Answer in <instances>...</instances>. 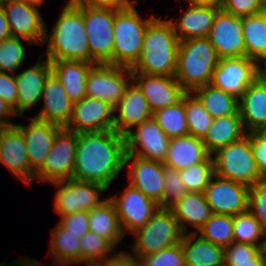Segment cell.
<instances>
[{
	"label": "cell",
	"instance_id": "680465c9",
	"mask_svg": "<svg viewBox=\"0 0 266 266\" xmlns=\"http://www.w3.org/2000/svg\"><path fill=\"white\" fill-rule=\"evenodd\" d=\"M11 36L9 23L0 4V43Z\"/></svg>",
	"mask_w": 266,
	"mask_h": 266
},
{
	"label": "cell",
	"instance_id": "03108f58",
	"mask_svg": "<svg viewBox=\"0 0 266 266\" xmlns=\"http://www.w3.org/2000/svg\"><path fill=\"white\" fill-rule=\"evenodd\" d=\"M259 132L266 138V127L262 128Z\"/></svg>",
	"mask_w": 266,
	"mask_h": 266
},
{
	"label": "cell",
	"instance_id": "e0dca14e",
	"mask_svg": "<svg viewBox=\"0 0 266 266\" xmlns=\"http://www.w3.org/2000/svg\"><path fill=\"white\" fill-rule=\"evenodd\" d=\"M219 58L245 57L243 17L220 9L207 36Z\"/></svg>",
	"mask_w": 266,
	"mask_h": 266
},
{
	"label": "cell",
	"instance_id": "11a10c76",
	"mask_svg": "<svg viewBox=\"0 0 266 266\" xmlns=\"http://www.w3.org/2000/svg\"><path fill=\"white\" fill-rule=\"evenodd\" d=\"M78 5L90 7L121 9L128 6L133 0H72Z\"/></svg>",
	"mask_w": 266,
	"mask_h": 266
},
{
	"label": "cell",
	"instance_id": "be15d7a7",
	"mask_svg": "<svg viewBox=\"0 0 266 266\" xmlns=\"http://www.w3.org/2000/svg\"><path fill=\"white\" fill-rule=\"evenodd\" d=\"M8 127L9 126L0 125V147L2 144L3 137H4V132Z\"/></svg>",
	"mask_w": 266,
	"mask_h": 266
},
{
	"label": "cell",
	"instance_id": "484cf974",
	"mask_svg": "<svg viewBox=\"0 0 266 266\" xmlns=\"http://www.w3.org/2000/svg\"><path fill=\"white\" fill-rule=\"evenodd\" d=\"M238 111L246 132L266 127V80L259 75L238 100Z\"/></svg>",
	"mask_w": 266,
	"mask_h": 266
},
{
	"label": "cell",
	"instance_id": "4fadbf2b",
	"mask_svg": "<svg viewBox=\"0 0 266 266\" xmlns=\"http://www.w3.org/2000/svg\"><path fill=\"white\" fill-rule=\"evenodd\" d=\"M121 195L108 196L116 208L123 234L134 233L143 227L160 208L139 189L127 184ZM129 232V233H128Z\"/></svg>",
	"mask_w": 266,
	"mask_h": 266
},
{
	"label": "cell",
	"instance_id": "f5cc1de1",
	"mask_svg": "<svg viewBox=\"0 0 266 266\" xmlns=\"http://www.w3.org/2000/svg\"><path fill=\"white\" fill-rule=\"evenodd\" d=\"M17 82L15 74L0 72V98L9 104L16 113Z\"/></svg>",
	"mask_w": 266,
	"mask_h": 266
},
{
	"label": "cell",
	"instance_id": "3957f363",
	"mask_svg": "<svg viewBox=\"0 0 266 266\" xmlns=\"http://www.w3.org/2000/svg\"><path fill=\"white\" fill-rule=\"evenodd\" d=\"M155 17L144 33L141 54L131 67L132 73L175 76L179 38L167 19Z\"/></svg>",
	"mask_w": 266,
	"mask_h": 266
},
{
	"label": "cell",
	"instance_id": "ab89813d",
	"mask_svg": "<svg viewBox=\"0 0 266 266\" xmlns=\"http://www.w3.org/2000/svg\"><path fill=\"white\" fill-rule=\"evenodd\" d=\"M185 113L189 134L203 139L213 123V117L193 92L185 94Z\"/></svg>",
	"mask_w": 266,
	"mask_h": 266
},
{
	"label": "cell",
	"instance_id": "1f68e13d",
	"mask_svg": "<svg viewBox=\"0 0 266 266\" xmlns=\"http://www.w3.org/2000/svg\"><path fill=\"white\" fill-rule=\"evenodd\" d=\"M246 133L240 114H232L214 118L202 141L212 155L218 149L239 140Z\"/></svg>",
	"mask_w": 266,
	"mask_h": 266
},
{
	"label": "cell",
	"instance_id": "ac0fdd59",
	"mask_svg": "<svg viewBox=\"0 0 266 266\" xmlns=\"http://www.w3.org/2000/svg\"><path fill=\"white\" fill-rule=\"evenodd\" d=\"M64 128L76 133L114 130V107L86 96L74 102L72 116Z\"/></svg>",
	"mask_w": 266,
	"mask_h": 266
},
{
	"label": "cell",
	"instance_id": "277c9868",
	"mask_svg": "<svg viewBox=\"0 0 266 266\" xmlns=\"http://www.w3.org/2000/svg\"><path fill=\"white\" fill-rule=\"evenodd\" d=\"M219 59L207 37L180 41L174 77L187 92H193L210 84Z\"/></svg>",
	"mask_w": 266,
	"mask_h": 266
},
{
	"label": "cell",
	"instance_id": "5b68a950",
	"mask_svg": "<svg viewBox=\"0 0 266 266\" xmlns=\"http://www.w3.org/2000/svg\"><path fill=\"white\" fill-rule=\"evenodd\" d=\"M133 0L128 6L115 9L113 65L132 67L139 59L148 24L156 17V13L148 18L139 15Z\"/></svg>",
	"mask_w": 266,
	"mask_h": 266
},
{
	"label": "cell",
	"instance_id": "f907efd6",
	"mask_svg": "<svg viewBox=\"0 0 266 266\" xmlns=\"http://www.w3.org/2000/svg\"><path fill=\"white\" fill-rule=\"evenodd\" d=\"M59 223L69 232L83 237L89 231V211L61 216Z\"/></svg>",
	"mask_w": 266,
	"mask_h": 266
},
{
	"label": "cell",
	"instance_id": "94428289",
	"mask_svg": "<svg viewBox=\"0 0 266 266\" xmlns=\"http://www.w3.org/2000/svg\"><path fill=\"white\" fill-rule=\"evenodd\" d=\"M246 266H266V249H264L256 258L255 265Z\"/></svg>",
	"mask_w": 266,
	"mask_h": 266
},
{
	"label": "cell",
	"instance_id": "83f0119b",
	"mask_svg": "<svg viewBox=\"0 0 266 266\" xmlns=\"http://www.w3.org/2000/svg\"><path fill=\"white\" fill-rule=\"evenodd\" d=\"M52 72L61 81L68 97L77 102L86 97V79L95 63L81 60L50 61Z\"/></svg>",
	"mask_w": 266,
	"mask_h": 266
},
{
	"label": "cell",
	"instance_id": "7a4b0ae2",
	"mask_svg": "<svg viewBox=\"0 0 266 266\" xmlns=\"http://www.w3.org/2000/svg\"><path fill=\"white\" fill-rule=\"evenodd\" d=\"M64 3L50 33L45 25L43 45H48L43 55L49 61L81 60L94 63L90 58L81 5L72 0Z\"/></svg>",
	"mask_w": 266,
	"mask_h": 266
},
{
	"label": "cell",
	"instance_id": "d6986e66",
	"mask_svg": "<svg viewBox=\"0 0 266 266\" xmlns=\"http://www.w3.org/2000/svg\"><path fill=\"white\" fill-rule=\"evenodd\" d=\"M132 82L147 99L153 113L159 109L175 105L187 93L174 76L132 73Z\"/></svg>",
	"mask_w": 266,
	"mask_h": 266
},
{
	"label": "cell",
	"instance_id": "ba28073f",
	"mask_svg": "<svg viewBox=\"0 0 266 266\" xmlns=\"http://www.w3.org/2000/svg\"><path fill=\"white\" fill-rule=\"evenodd\" d=\"M90 58L113 65L115 9L81 5Z\"/></svg>",
	"mask_w": 266,
	"mask_h": 266
},
{
	"label": "cell",
	"instance_id": "ffe728a7",
	"mask_svg": "<svg viewBox=\"0 0 266 266\" xmlns=\"http://www.w3.org/2000/svg\"><path fill=\"white\" fill-rule=\"evenodd\" d=\"M44 57V58H43ZM52 72L50 61L40 55L33 67L15 73L17 82L16 114L22 117L24 112L40 104L46 78Z\"/></svg>",
	"mask_w": 266,
	"mask_h": 266
},
{
	"label": "cell",
	"instance_id": "d6a6232c",
	"mask_svg": "<svg viewBox=\"0 0 266 266\" xmlns=\"http://www.w3.org/2000/svg\"><path fill=\"white\" fill-rule=\"evenodd\" d=\"M48 257L61 266H80L81 238L69 233L59 222L51 230Z\"/></svg>",
	"mask_w": 266,
	"mask_h": 266
},
{
	"label": "cell",
	"instance_id": "30bf717a",
	"mask_svg": "<svg viewBox=\"0 0 266 266\" xmlns=\"http://www.w3.org/2000/svg\"><path fill=\"white\" fill-rule=\"evenodd\" d=\"M9 23L11 36L43 45L45 20L40 12L42 3L34 0H0Z\"/></svg>",
	"mask_w": 266,
	"mask_h": 266
},
{
	"label": "cell",
	"instance_id": "8d00e7d4",
	"mask_svg": "<svg viewBox=\"0 0 266 266\" xmlns=\"http://www.w3.org/2000/svg\"><path fill=\"white\" fill-rule=\"evenodd\" d=\"M233 238L236 243L266 247V229L249 211L233 216Z\"/></svg>",
	"mask_w": 266,
	"mask_h": 266
},
{
	"label": "cell",
	"instance_id": "f6af8a7d",
	"mask_svg": "<svg viewBox=\"0 0 266 266\" xmlns=\"http://www.w3.org/2000/svg\"><path fill=\"white\" fill-rule=\"evenodd\" d=\"M165 190L163 202L159 205L162 209H170L181 200L188 190L178 170L165 166L164 173Z\"/></svg>",
	"mask_w": 266,
	"mask_h": 266
},
{
	"label": "cell",
	"instance_id": "ee69618b",
	"mask_svg": "<svg viewBox=\"0 0 266 266\" xmlns=\"http://www.w3.org/2000/svg\"><path fill=\"white\" fill-rule=\"evenodd\" d=\"M266 247L232 242L224 248V266L255 265V258Z\"/></svg>",
	"mask_w": 266,
	"mask_h": 266
},
{
	"label": "cell",
	"instance_id": "836d02e7",
	"mask_svg": "<svg viewBox=\"0 0 266 266\" xmlns=\"http://www.w3.org/2000/svg\"><path fill=\"white\" fill-rule=\"evenodd\" d=\"M246 56L261 65L266 60V18L262 12L243 17Z\"/></svg>",
	"mask_w": 266,
	"mask_h": 266
},
{
	"label": "cell",
	"instance_id": "4316f807",
	"mask_svg": "<svg viewBox=\"0 0 266 266\" xmlns=\"http://www.w3.org/2000/svg\"><path fill=\"white\" fill-rule=\"evenodd\" d=\"M210 155L201 138L188 134L170 138L163 164L179 171L205 161Z\"/></svg>",
	"mask_w": 266,
	"mask_h": 266
},
{
	"label": "cell",
	"instance_id": "cb8c5ba5",
	"mask_svg": "<svg viewBox=\"0 0 266 266\" xmlns=\"http://www.w3.org/2000/svg\"><path fill=\"white\" fill-rule=\"evenodd\" d=\"M151 118H153V112L147 99L131 82L121 100L114 107V130L124 136L133 127Z\"/></svg>",
	"mask_w": 266,
	"mask_h": 266
},
{
	"label": "cell",
	"instance_id": "603a6c76",
	"mask_svg": "<svg viewBox=\"0 0 266 266\" xmlns=\"http://www.w3.org/2000/svg\"><path fill=\"white\" fill-rule=\"evenodd\" d=\"M29 118V124L23 125L18 122L16 125L21 129L26 141L30 168L36 172L49 154L55 136L63 127L55 123L41 121L33 116Z\"/></svg>",
	"mask_w": 266,
	"mask_h": 266
},
{
	"label": "cell",
	"instance_id": "f35d334b",
	"mask_svg": "<svg viewBox=\"0 0 266 266\" xmlns=\"http://www.w3.org/2000/svg\"><path fill=\"white\" fill-rule=\"evenodd\" d=\"M197 233L205 240L225 248L234 242L233 216L213 213Z\"/></svg>",
	"mask_w": 266,
	"mask_h": 266
},
{
	"label": "cell",
	"instance_id": "f546056e",
	"mask_svg": "<svg viewBox=\"0 0 266 266\" xmlns=\"http://www.w3.org/2000/svg\"><path fill=\"white\" fill-rule=\"evenodd\" d=\"M185 266H224V247L205 240L198 233L183 234Z\"/></svg>",
	"mask_w": 266,
	"mask_h": 266
},
{
	"label": "cell",
	"instance_id": "6f0895ef",
	"mask_svg": "<svg viewBox=\"0 0 266 266\" xmlns=\"http://www.w3.org/2000/svg\"><path fill=\"white\" fill-rule=\"evenodd\" d=\"M22 260V261H21ZM54 266H61L58 265L56 263H54ZM0 266H50L48 264H41L40 262H38V260H36V258L34 259L33 257L31 258H22V256L19 258H17L16 260L13 259L12 262H8V263H0Z\"/></svg>",
	"mask_w": 266,
	"mask_h": 266
},
{
	"label": "cell",
	"instance_id": "816d5d0a",
	"mask_svg": "<svg viewBox=\"0 0 266 266\" xmlns=\"http://www.w3.org/2000/svg\"><path fill=\"white\" fill-rule=\"evenodd\" d=\"M255 163L263 179H266V138L260 132H249Z\"/></svg>",
	"mask_w": 266,
	"mask_h": 266
},
{
	"label": "cell",
	"instance_id": "6da1fadb",
	"mask_svg": "<svg viewBox=\"0 0 266 266\" xmlns=\"http://www.w3.org/2000/svg\"><path fill=\"white\" fill-rule=\"evenodd\" d=\"M125 138L115 130L77 133L73 179L95 182L108 190L124 169Z\"/></svg>",
	"mask_w": 266,
	"mask_h": 266
},
{
	"label": "cell",
	"instance_id": "b9f144b4",
	"mask_svg": "<svg viewBox=\"0 0 266 266\" xmlns=\"http://www.w3.org/2000/svg\"><path fill=\"white\" fill-rule=\"evenodd\" d=\"M179 173L188 192L204 193L214 175L212 155L203 162L179 170Z\"/></svg>",
	"mask_w": 266,
	"mask_h": 266
},
{
	"label": "cell",
	"instance_id": "db71d44e",
	"mask_svg": "<svg viewBox=\"0 0 266 266\" xmlns=\"http://www.w3.org/2000/svg\"><path fill=\"white\" fill-rule=\"evenodd\" d=\"M95 266H140L139 260L129 251L117 250L113 255L102 260Z\"/></svg>",
	"mask_w": 266,
	"mask_h": 266
},
{
	"label": "cell",
	"instance_id": "7c38bea8",
	"mask_svg": "<svg viewBox=\"0 0 266 266\" xmlns=\"http://www.w3.org/2000/svg\"><path fill=\"white\" fill-rule=\"evenodd\" d=\"M259 75L260 65L247 56L220 58L210 84L239 100Z\"/></svg>",
	"mask_w": 266,
	"mask_h": 266
},
{
	"label": "cell",
	"instance_id": "d590c367",
	"mask_svg": "<svg viewBox=\"0 0 266 266\" xmlns=\"http://www.w3.org/2000/svg\"><path fill=\"white\" fill-rule=\"evenodd\" d=\"M153 119L169 138L188 135L185 95L175 105L155 111L153 113Z\"/></svg>",
	"mask_w": 266,
	"mask_h": 266
},
{
	"label": "cell",
	"instance_id": "e575fe53",
	"mask_svg": "<svg viewBox=\"0 0 266 266\" xmlns=\"http://www.w3.org/2000/svg\"><path fill=\"white\" fill-rule=\"evenodd\" d=\"M193 93L213 118L239 114L238 99L211 84L198 87Z\"/></svg>",
	"mask_w": 266,
	"mask_h": 266
},
{
	"label": "cell",
	"instance_id": "bcb514c9",
	"mask_svg": "<svg viewBox=\"0 0 266 266\" xmlns=\"http://www.w3.org/2000/svg\"><path fill=\"white\" fill-rule=\"evenodd\" d=\"M76 191L78 199V212L90 211L98 206L105 198L100 195L108 191L106 187L95 182L76 180Z\"/></svg>",
	"mask_w": 266,
	"mask_h": 266
},
{
	"label": "cell",
	"instance_id": "8992f818",
	"mask_svg": "<svg viewBox=\"0 0 266 266\" xmlns=\"http://www.w3.org/2000/svg\"><path fill=\"white\" fill-rule=\"evenodd\" d=\"M183 234L173 212L159 208L143 227L131 234L135 241L127 247L139 259L175 246L182 241Z\"/></svg>",
	"mask_w": 266,
	"mask_h": 266
},
{
	"label": "cell",
	"instance_id": "9a60e30c",
	"mask_svg": "<svg viewBox=\"0 0 266 266\" xmlns=\"http://www.w3.org/2000/svg\"><path fill=\"white\" fill-rule=\"evenodd\" d=\"M132 187L139 189L158 205L163 202L165 165L161 161L147 160L125 154L124 169Z\"/></svg>",
	"mask_w": 266,
	"mask_h": 266
},
{
	"label": "cell",
	"instance_id": "681fc988",
	"mask_svg": "<svg viewBox=\"0 0 266 266\" xmlns=\"http://www.w3.org/2000/svg\"><path fill=\"white\" fill-rule=\"evenodd\" d=\"M262 6V0H224L221 9L241 18L262 12Z\"/></svg>",
	"mask_w": 266,
	"mask_h": 266
},
{
	"label": "cell",
	"instance_id": "74e56055",
	"mask_svg": "<svg viewBox=\"0 0 266 266\" xmlns=\"http://www.w3.org/2000/svg\"><path fill=\"white\" fill-rule=\"evenodd\" d=\"M79 244L80 266H95L117 251L106 238L92 231L81 237Z\"/></svg>",
	"mask_w": 266,
	"mask_h": 266
},
{
	"label": "cell",
	"instance_id": "4dcf8cb0",
	"mask_svg": "<svg viewBox=\"0 0 266 266\" xmlns=\"http://www.w3.org/2000/svg\"><path fill=\"white\" fill-rule=\"evenodd\" d=\"M89 231L106 238L116 249L125 235L120 226L118 214L112 200H105L89 211Z\"/></svg>",
	"mask_w": 266,
	"mask_h": 266
},
{
	"label": "cell",
	"instance_id": "003e7915",
	"mask_svg": "<svg viewBox=\"0 0 266 266\" xmlns=\"http://www.w3.org/2000/svg\"><path fill=\"white\" fill-rule=\"evenodd\" d=\"M34 1H38V2H40L42 4H44L46 0H34Z\"/></svg>",
	"mask_w": 266,
	"mask_h": 266
},
{
	"label": "cell",
	"instance_id": "c3c4849f",
	"mask_svg": "<svg viewBox=\"0 0 266 266\" xmlns=\"http://www.w3.org/2000/svg\"><path fill=\"white\" fill-rule=\"evenodd\" d=\"M248 211L266 229V179L249 187Z\"/></svg>",
	"mask_w": 266,
	"mask_h": 266
},
{
	"label": "cell",
	"instance_id": "44dd1931",
	"mask_svg": "<svg viewBox=\"0 0 266 266\" xmlns=\"http://www.w3.org/2000/svg\"><path fill=\"white\" fill-rule=\"evenodd\" d=\"M0 164L6 166L17 180L32 187L35 172L30 168L24 135L16 124L9 126L4 132Z\"/></svg>",
	"mask_w": 266,
	"mask_h": 266
},
{
	"label": "cell",
	"instance_id": "d4e9b609",
	"mask_svg": "<svg viewBox=\"0 0 266 266\" xmlns=\"http://www.w3.org/2000/svg\"><path fill=\"white\" fill-rule=\"evenodd\" d=\"M219 10L213 6L189 4L175 21L173 16L168 20L179 41L203 38L208 36Z\"/></svg>",
	"mask_w": 266,
	"mask_h": 266
},
{
	"label": "cell",
	"instance_id": "9c48e42d",
	"mask_svg": "<svg viewBox=\"0 0 266 266\" xmlns=\"http://www.w3.org/2000/svg\"><path fill=\"white\" fill-rule=\"evenodd\" d=\"M77 133L62 128L54 138L49 154L42 166L35 172L34 180L51 183L73 177L76 159Z\"/></svg>",
	"mask_w": 266,
	"mask_h": 266
},
{
	"label": "cell",
	"instance_id": "6125c7cd",
	"mask_svg": "<svg viewBox=\"0 0 266 266\" xmlns=\"http://www.w3.org/2000/svg\"><path fill=\"white\" fill-rule=\"evenodd\" d=\"M260 75L266 80V60L260 65Z\"/></svg>",
	"mask_w": 266,
	"mask_h": 266
},
{
	"label": "cell",
	"instance_id": "2e32d148",
	"mask_svg": "<svg viewBox=\"0 0 266 266\" xmlns=\"http://www.w3.org/2000/svg\"><path fill=\"white\" fill-rule=\"evenodd\" d=\"M212 212L235 216L248 211L249 187L214 174L204 191Z\"/></svg>",
	"mask_w": 266,
	"mask_h": 266
},
{
	"label": "cell",
	"instance_id": "52a82bcc",
	"mask_svg": "<svg viewBox=\"0 0 266 266\" xmlns=\"http://www.w3.org/2000/svg\"><path fill=\"white\" fill-rule=\"evenodd\" d=\"M214 174L221 178L255 186L264 180L253 157L249 132L239 140L218 149L212 154Z\"/></svg>",
	"mask_w": 266,
	"mask_h": 266
},
{
	"label": "cell",
	"instance_id": "5bb4252c",
	"mask_svg": "<svg viewBox=\"0 0 266 266\" xmlns=\"http://www.w3.org/2000/svg\"><path fill=\"white\" fill-rule=\"evenodd\" d=\"M124 138L126 154L161 162L167 156L170 138L153 118L133 127Z\"/></svg>",
	"mask_w": 266,
	"mask_h": 266
},
{
	"label": "cell",
	"instance_id": "7dc6e473",
	"mask_svg": "<svg viewBox=\"0 0 266 266\" xmlns=\"http://www.w3.org/2000/svg\"><path fill=\"white\" fill-rule=\"evenodd\" d=\"M138 260L140 266H185L181 242Z\"/></svg>",
	"mask_w": 266,
	"mask_h": 266
},
{
	"label": "cell",
	"instance_id": "7402d4cb",
	"mask_svg": "<svg viewBox=\"0 0 266 266\" xmlns=\"http://www.w3.org/2000/svg\"><path fill=\"white\" fill-rule=\"evenodd\" d=\"M43 107L33 117L65 127L72 116L73 104L61 81L51 72L45 80L41 102Z\"/></svg>",
	"mask_w": 266,
	"mask_h": 266
},
{
	"label": "cell",
	"instance_id": "60d3db41",
	"mask_svg": "<svg viewBox=\"0 0 266 266\" xmlns=\"http://www.w3.org/2000/svg\"><path fill=\"white\" fill-rule=\"evenodd\" d=\"M31 45L26 39L10 36L0 43V72L15 74L26 59V46ZM16 71V72H15Z\"/></svg>",
	"mask_w": 266,
	"mask_h": 266
},
{
	"label": "cell",
	"instance_id": "e7e4bbea",
	"mask_svg": "<svg viewBox=\"0 0 266 266\" xmlns=\"http://www.w3.org/2000/svg\"><path fill=\"white\" fill-rule=\"evenodd\" d=\"M262 13H263V15H264V16H265V18H266V0H265V1H263Z\"/></svg>",
	"mask_w": 266,
	"mask_h": 266
},
{
	"label": "cell",
	"instance_id": "7bdbcfd3",
	"mask_svg": "<svg viewBox=\"0 0 266 266\" xmlns=\"http://www.w3.org/2000/svg\"><path fill=\"white\" fill-rule=\"evenodd\" d=\"M57 191L54 194V212L65 216L78 212V199L76 191V180L71 178L67 180L51 182Z\"/></svg>",
	"mask_w": 266,
	"mask_h": 266
},
{
	"label": "cell",
	"instance_id": "91938a15",
	"mask_svg": "<svg viewBox=\"0 0 266 266\" xmlns=\"http://www.w3.org/2000/svg\"><path fill=\"white\" fill-rule=\"evenodd\" d=\"M192 5L213 6L221 9L224 0H184Z\"/></svg>",
	"mask_w": 266,
	"mask_h": 266
},
{
	"label": "cell",
	"instance_id": "f1b7e54d",
	"mask_svg": "<svg viewBox=\"0 0 266 266\" xmlns=\"http://www.w3.org/2000/svg\"><path fill=\"white\" fill-rule=\"evenodd\" d=\"M170 210L184 234L190 232L187 230V225H191L195 229L191 232L197 233L213 214L205 194L199 192H187Z\"/></svg>",
	"mask_w": 266,
	"mask_h": 266
},
{
	"label": "cell",
	"instance_id": "8fae6325",
	"mask_svg": "<svg viewBox=\"0 0 266 266\" xmlns=\"http://www.w3.org/2000/svg\"><path fill=\"white\" fill-rule=\"evenodd\" d=\"M131 82L130 67L94 64L86 79V96L100 99L115 107Z\"/></svg>",
	"mask_w": 266,
	"mask_h": 266
},
{
	"label": "cell",
	"instance_id": "9f6ffc18",
	"mask_svg": "<svg viewBox=\"0 0 266 266\" xmlns=\"http://www.w3.org/2000/svg\"><path fill=\"white\" fill-rule=\"evenodd\" d=\"M16 117L18 116L14 112V109L9 104H7L3 99L0 98V125L4 126L15 125L16 122L14 123L12 119Z\"/></svg>",
	"mask_w": 266,
	"mask_h": 266
}]
</instances>
